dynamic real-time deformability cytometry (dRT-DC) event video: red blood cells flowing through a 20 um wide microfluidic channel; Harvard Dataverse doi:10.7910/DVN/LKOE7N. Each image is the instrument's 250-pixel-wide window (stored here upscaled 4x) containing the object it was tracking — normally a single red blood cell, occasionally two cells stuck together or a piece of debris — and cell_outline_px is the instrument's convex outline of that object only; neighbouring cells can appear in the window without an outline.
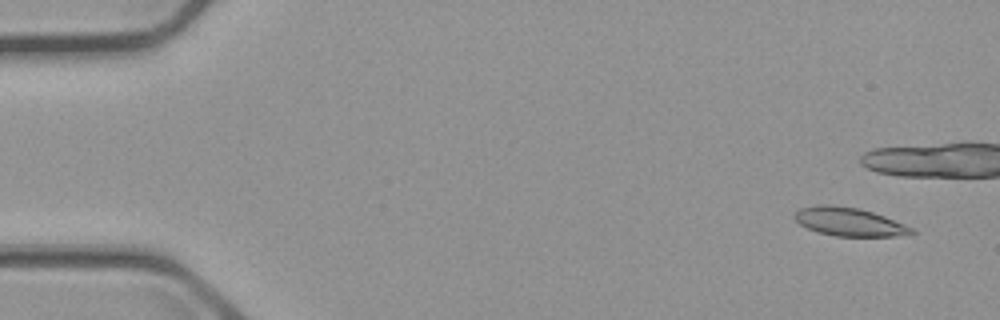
{"species": "common noctule bat (a hibernating species)", "species_latin": "Nyctalus noctula", "temperature_condition": "cold", "stored_images_in_passage": 16, "camera_frame_rate_fps": 3000, "um_per_image_px": 0.085, "animal": {"sex": "male", "body_mass_g": 23.1, "forearm_length_mm": 52.7}, "frame": {"image": 1, "passage_image": 1, "time_ms": 0.0, "image_size_px": [1000, 320], "cell_outline_px": [[916, 232], [896, 236], [836, 236], [816, 232], [800, 224], [792, 216], [800, 208], [816, 204], [832, 204], [856, 208], [872, 212], [884, 216], [904, 224], [912, 228]], "centroid_in_image_um": [72.12, 18.84], "position_along_channel_um": 12.9, "area_um2": 19.31}}